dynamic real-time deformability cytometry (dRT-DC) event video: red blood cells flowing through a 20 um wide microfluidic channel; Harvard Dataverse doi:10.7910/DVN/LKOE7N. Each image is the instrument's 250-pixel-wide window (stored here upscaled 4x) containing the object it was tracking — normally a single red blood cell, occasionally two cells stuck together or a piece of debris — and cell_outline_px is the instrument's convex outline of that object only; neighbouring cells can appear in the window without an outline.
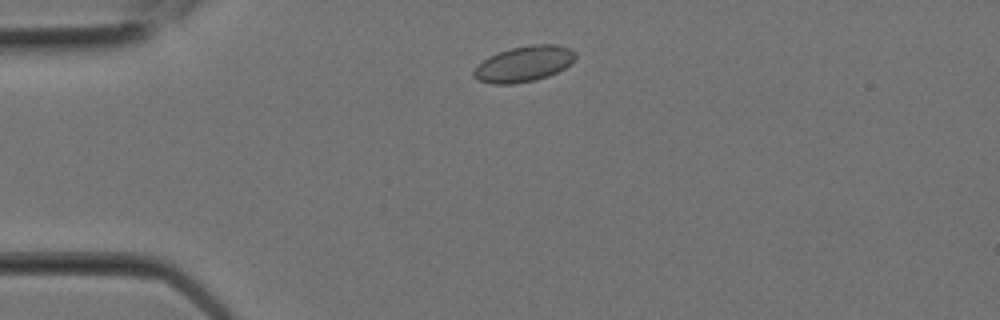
{"species": "Egyptian fruit bat (a non-hibernating species)", "species_latin": "Rousettus aegyptiacus", "temperature_condition": "room temperature", "stored_images_in_passage": 9, "camera_frame_rate_fps": 3000, "um_per_image_px": 0.085, "animal": {"sex": "female"}, "frame": {"image": 1, "passage_image": 2, "time_ms": 0.333, "image_size_px": [1000, 320], "cell_outline_px": [[576, 56], [564, 68], [548, 76], [536, 80], [512, 84], [492, 84], [480, 80], [472, 76], [472, 72], [484, 60], [500, 52], [512, 48], [532, 44], [556, 44], [568, 48], [576, 52]], "centroid_in_image_um": [44.54, 5.44], "position_along_channel_um": 40.5, "area_um2": 20.75}}
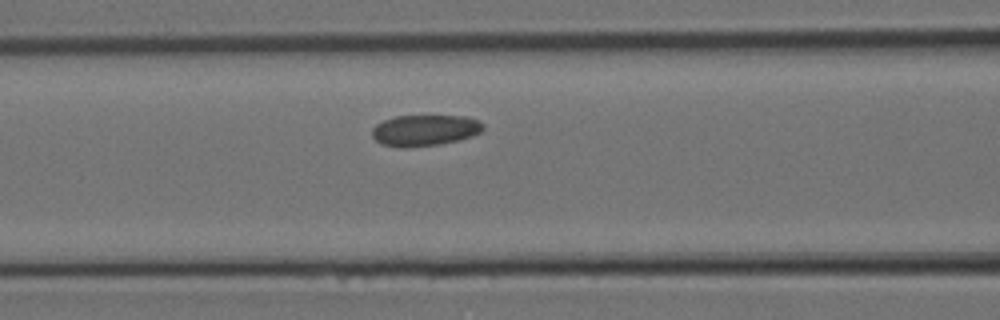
{"frame": {"image": 2, "passage_image": 6, "time_ms": 1.667, "image_size_px": [1000, 320], "cell_outline_px": [[484, 128], [480, 132], [472, 136], [456, 140], [436, 144], [408, 148], [404, 148], [380, 144], [372, 136], [372, 128], [376, 124], [384, 120], [396, 116], [468, 116], [484, 124]], "centroid_in_image_um": [36.08, 11.07], "position_along_channel_um": 130.5, "area_um2": 20.06}}
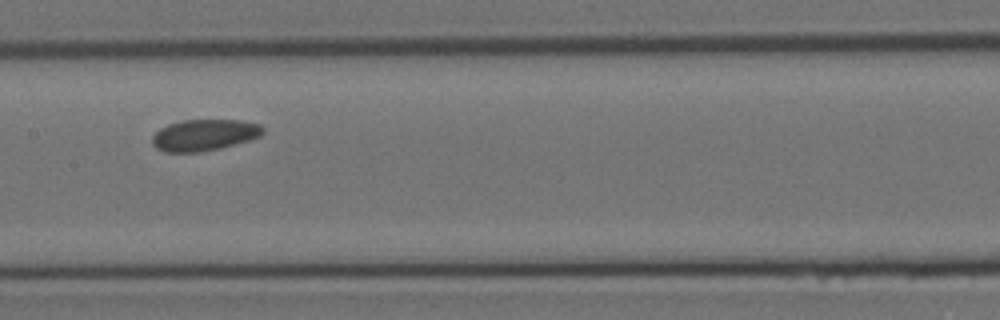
{"frame": {"image": 3, "passage_image": 8, "time_ms": 2.333, "image_size_px": [1000, 320], "cell_outline_px": [[264, 132], [260, 136], [248, 140], [220, 148], [200, 152], [164, 152], [156, 148], [152, 144], [152, 136], [160, 128], [168, 124], [184, 120], [240, 120], [260, 124], [264, 128]], "centroid_in_image_um": [17.35, 11.47], "position_along_channel_um": 190.1, "area_um2": 20.23}}